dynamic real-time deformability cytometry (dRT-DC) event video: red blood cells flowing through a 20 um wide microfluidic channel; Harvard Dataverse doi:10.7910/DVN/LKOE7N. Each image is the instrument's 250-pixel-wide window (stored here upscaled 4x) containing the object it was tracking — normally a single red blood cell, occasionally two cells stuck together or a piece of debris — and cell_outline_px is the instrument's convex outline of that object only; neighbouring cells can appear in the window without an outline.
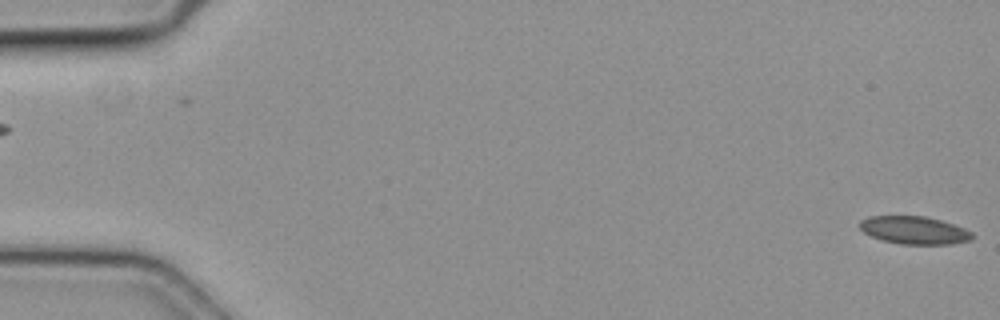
{"species": "common noctule bat (a hibernating species)", "species_latin": "Nyctalus noctula", "temperature_condition": "cold", "stored_images_in_passage": 20, "camera_frame_rate_fps": 3000, "um_per_image_px": 0.085, "animal": {"sex": "female", "body_mass_g": 19.3, "forearm_length_mm": 54.1}, "frame": {"image": 1, "passage_image": 1, "time_ms": 0.0, "image_size_px": [1000, 320], "cell_outline_px": [[972, 240], [952, 244], [900, 244], [884, 240], [872, 236], [864, 232], [860, 228], [860, 220], [868, 216], [924, 216], [940, 220], [964, 228], [972, 232]], "centroid_in_image_um": [77.71, 19.57], "position_along_channel_um": 7.3, "area_um2": 18.09}}
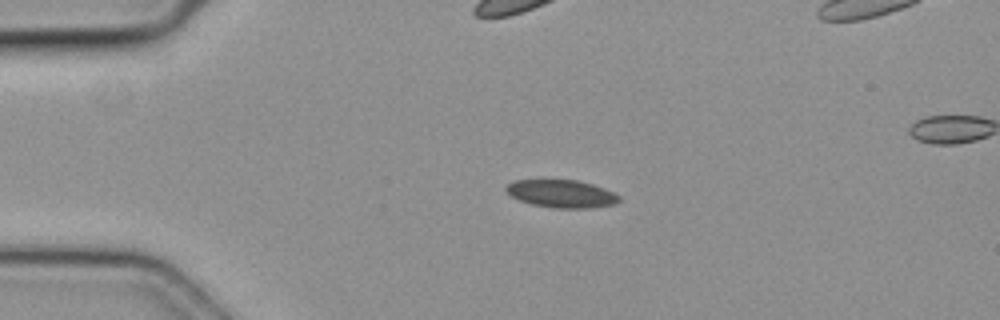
{"frame": {"image": 2, "passage_image": 12, "time_ms": 3.667, "image_size_px": [1000, 320], "cell_outline_px": [[620, 200], [616, 204], [592, 208], [552, 208], [532, 204], [520, 200], [512, 196], [504, 188], [512, 180], [576, 180], [592, 184], [604, 188], [620, 196]], "centroid_in_image_um": [47.74, 16.47], "position_along_channel_um": 37.3, "area_um2": 18.26}}